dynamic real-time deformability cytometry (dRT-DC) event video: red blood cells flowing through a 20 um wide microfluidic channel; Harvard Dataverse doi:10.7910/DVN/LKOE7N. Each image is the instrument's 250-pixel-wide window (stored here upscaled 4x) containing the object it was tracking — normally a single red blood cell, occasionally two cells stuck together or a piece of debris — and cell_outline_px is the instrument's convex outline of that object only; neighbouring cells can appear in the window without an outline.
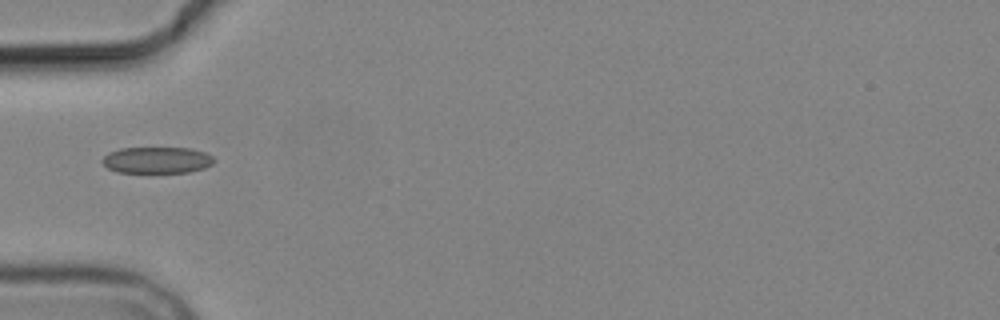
{"species": "common noctule bat (a hibernating species)", "species_latin": "Nyctalus noctula", "temperature_condition": "cold", "stored_images_in_passage": 1, "camera_frame_rate_fps": 3000, "um_per_image_px": 0.085, "animal": {"sex": "male", "body_mass_g": 19.2, "forearm_length_mm": 51.8}, "frame": {"image": 1, "passage_image": 1, "time_ms": 0.0, "image_size_px": [1000, 320], "cell_outline_px": [[216, 160], [212, 164], [204, 168], [188, 172], [116, 172], [108, 168], [100, 160], [108, 152], [120, 148], [192, 148], [204, 152], [212, 156]], "centroid_in_image_um": [13.33, 13.6], "position_along_channel_um": 71.7, "area_um2": 17.22}}